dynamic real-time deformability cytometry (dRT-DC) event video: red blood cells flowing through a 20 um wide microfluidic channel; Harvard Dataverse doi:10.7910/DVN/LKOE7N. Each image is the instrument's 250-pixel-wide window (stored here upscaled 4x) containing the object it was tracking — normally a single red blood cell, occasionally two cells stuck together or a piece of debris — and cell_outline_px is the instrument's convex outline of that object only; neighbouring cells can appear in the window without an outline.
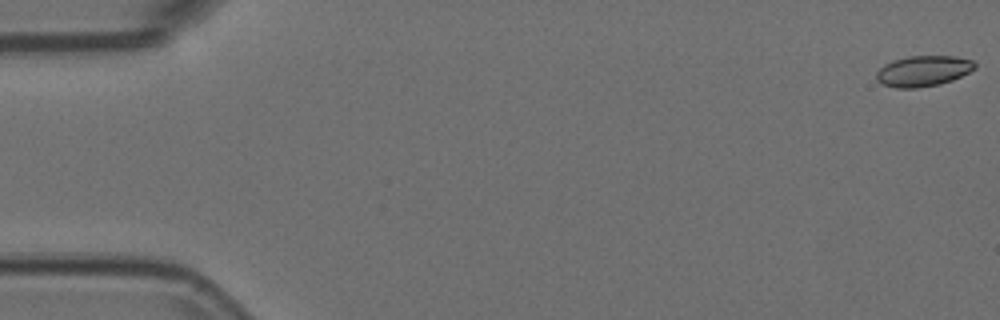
{"species": "Egyptian fruit bat (a non-hibernating species)", "species_latin": "Rousettus aegyptiacus", "temperature_condition": "room temperature", "stored_images_in_passage": 55, "camera_frame_rate_fps": 3000, "um_per_image_px": 0.085, "animal": {"sex": "female"}, "frame": {"image": 1, "passage_image": 1, "time_ms": 0.0, "image_size_px": [1000, 320], "cell_outline_px": [[976, 68], [952, 80], [940, 84], [916, 88], [896, 88], [880, 84], [876, 80], [876, 72], [884, 64], [892, 60], [908, 56], [956, 56], [972, 60], [976, 64]], "centroid_in_image_um": [78.44, 6.03], "position_along_channel_um": 6.6, "area_um2": 17.74}}
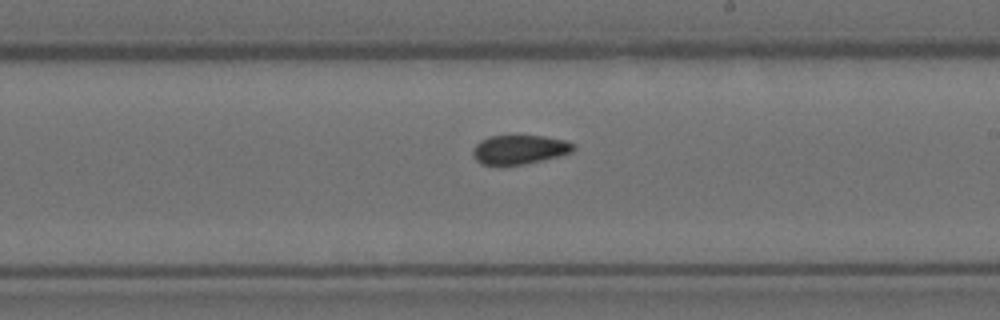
{"frame": {"image": 2, "passage_image": 32, "time_ms": 10.333, "image_size_px": [1000, 320], "cell_outline_px": [[576, 148], [572, 152], [560, 156], [524, 164], [480, 164], [472, 156], [472, 148], [480, 140], [488, 136], [544, 136], [564, 140], [576, 144]], "centroid_in_image_um": [44.16, 12.7], "position_along_channel_um": 244.8, "area_um2": 17.11}}
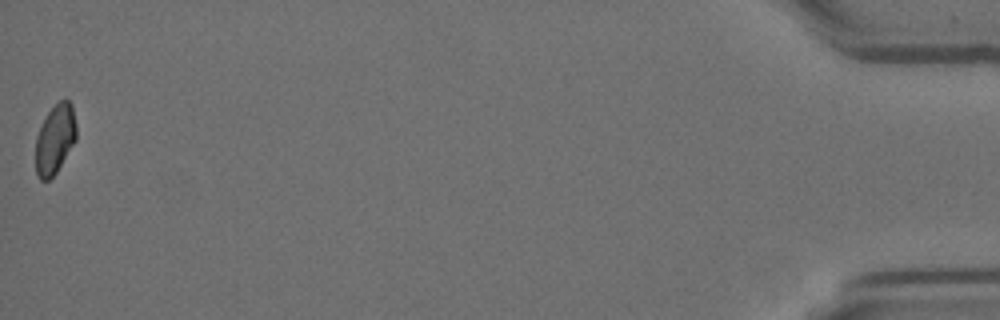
{"frame": {"image": 3, "passage_image": 55, "time_ms": 18.0, "image_size_px": [1000, 320], "cell_outline_px": [[76, 140], [56, 172], [48, 180], [40, 180], [36, 172], [36, 136], [48, 112], [60, 100], [68, 100], [72, 104], [76, 124]], "centroid_in_image_um": [4.68, 11.83], "position_along_channel_um": 430.5, "area_um2": 16.24}, "authors_computed_cell_mechanics": {"area_um2": 17.5712, "velocity_mm_per_s": 3.7297, "shape_relaxation_time_tau1_ms": null, "shape_relaxation_time_tau2_ms": 2.5884, "deformation_change_tau1": null, "deformation_change_tau2": 0.0534}}